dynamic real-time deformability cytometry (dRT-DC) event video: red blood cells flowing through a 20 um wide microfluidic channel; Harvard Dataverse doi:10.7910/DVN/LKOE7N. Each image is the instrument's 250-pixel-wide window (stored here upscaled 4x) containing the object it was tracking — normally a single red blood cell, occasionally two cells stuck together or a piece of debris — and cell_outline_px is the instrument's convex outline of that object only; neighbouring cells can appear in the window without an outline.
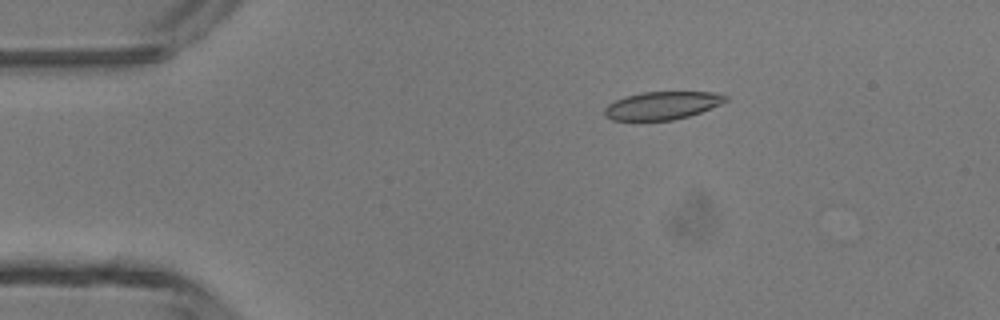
{"species": "common noctule bat (a hibernating species)", "species_latin": "Nyctalus noctula", "temperature_condition": "room temperature", "stored_images_in_passage": 36, "camera_frame_rate_fps": 3000, "um_per_image_px": 0.085, "animal": {"sex": "male", "body_mass_g": 13.3}, "frame": {"image": 1, "passage_image": 6, "time_ms": 1.667, "image_size_px": [1000, 320], "cell_outline_px": [[728, 100], [720, 104], [700, 112], [688, 116], [672, 120], [612, 120], [604, 116], [604, 108], [608, 104], [616, 100], [628, 96], [644, 92], [716, 92], [728, 96]], "centroid_in_image_um": [56.29, 8.97], "position_along_channel_um": 28.7, "area_um2": 19.54}}
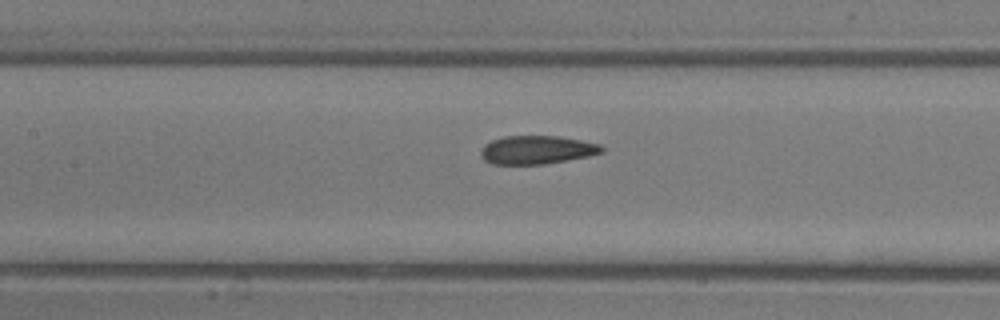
{"frame": {"image": 2, "passage_image": 19, "time_ms": 6.0, "image_size_px": [1000, 320], "cell_outline_px": [[604, 152], [588, 156], [544, 164], [492, 164], [484, 160], [480, 156], [480, 152], [484, 144], [492, 140], [504, 136], [556, 136], [580, 140], [600, 144], [604, 148]], "centroid_in_image_um": [45.61, 12.74], "position_along_channel_um": 161.8, "area_um2": 20.0}}
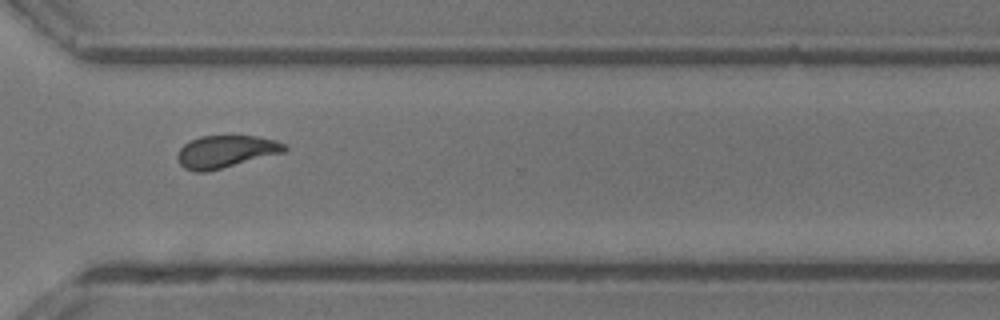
{"frame": {"image": 3, "passage_image": 32, "time_ms": 10.333, "image_size_px": [1000, 320], "cell_outline_px": [[288, 148], [284, 152], [208, 172], [196, 172], [184, 168], [180, 164], [176, 156], [180, 148], [184, 144], [200, 136], [256, 136], [276, 140], [284, 144]], "centroid_in_image_um": [19.17, 12.89], "position_along_channel_um": 351.4, "area_um2": 20.17}}